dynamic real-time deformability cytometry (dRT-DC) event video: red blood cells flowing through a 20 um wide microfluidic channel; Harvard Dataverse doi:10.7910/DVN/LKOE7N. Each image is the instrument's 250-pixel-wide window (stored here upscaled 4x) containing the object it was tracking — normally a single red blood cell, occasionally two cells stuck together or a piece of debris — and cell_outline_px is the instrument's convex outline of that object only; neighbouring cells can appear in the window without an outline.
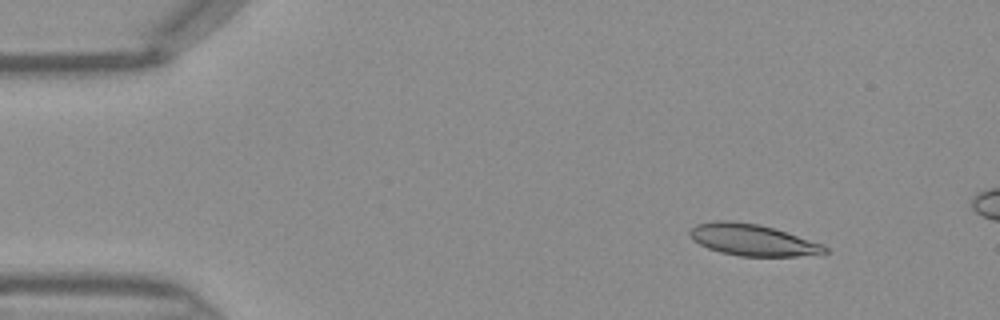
{"species": "Egyptian fruit bat (a non-hibernating species)", "species_latin": "Rousettus aegyptiacus", "temperature_condition": "warm", "stored_images_in_passage": 10, "camera_frame_rate_fps": 3000, "um_per_image_px": 0.085, "frame": {"image": 1, "passage_image": 2, "time_ms": 0.333, "image_size_px": [1000, 320], "cell_outline_px": [[828, 252], [824, 256], [740, 256], [720, 252], [708, 248], [692, 240], [688, 232], [696, 224], [716, 220], [732, 220], [756, 224], [772, 228], [824, 244], [828, 248]], "centroid_in_image_um": [64.01, 20.41], "position_along_channel_um": 21.0, "area_um2": 25.03}}